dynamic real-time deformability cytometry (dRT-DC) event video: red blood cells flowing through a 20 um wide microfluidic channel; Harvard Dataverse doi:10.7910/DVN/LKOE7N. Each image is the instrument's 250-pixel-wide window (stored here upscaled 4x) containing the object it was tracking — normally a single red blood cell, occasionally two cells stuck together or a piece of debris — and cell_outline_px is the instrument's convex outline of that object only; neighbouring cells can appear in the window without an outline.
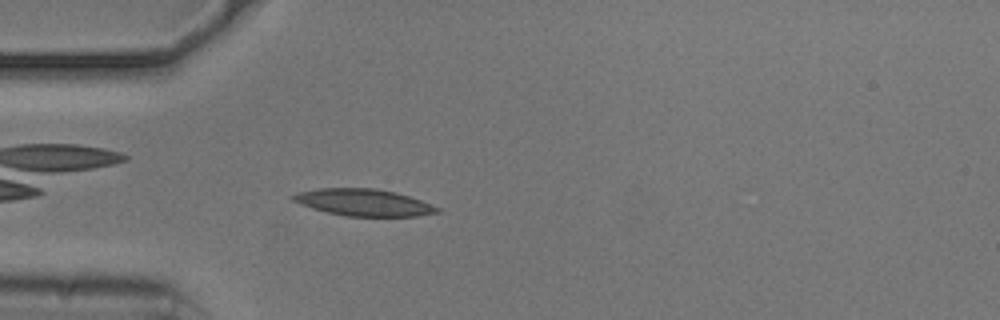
{"species": "common noctule bat (a hibernating species)", "species_latin": "Nyctalus noctula", "temperature_condition": "cold", "stored_images_in_passage": 43, "camera_frame_rate_fps": 3000, "um_per_image_px": 0.085, "animal": {"sex": "male", "body_mass_g": 20.5, "forearm_length_mm": 52.5}, "frame": {"image": 1, "passage_image": 5, "time_ms": 1.333, "image_size_px": [1000, 320], "cell_outline_px": [[440, 212], [416, 216], [348, 216], [328, 212], [312, 208], [300, 204], [292, 200], [288, 196], [296, 192], [316, 188], [376, 188], [396, 192], [420, 200], [440, 208]], "centroid_in_image_um": [30.86, 17.19], "position_along_channel_um": 54.1, "area_um2": 22.6}}
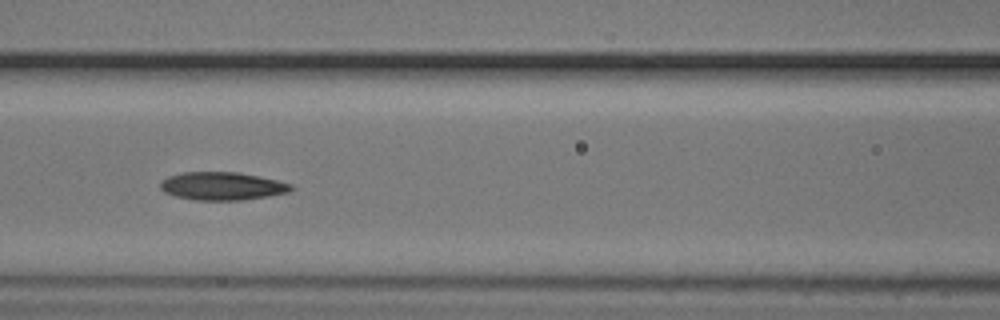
{"frame": {"image": 2, "passage_image": 13, "time_ms": 4.0, "image_size_px": [1000, 320], "cell_outline_px": [[292, 188], [288, 192], [268, 196], [244, 200], [196, 200], [176, 196], [164, 192], [160, 188], [160, 184], [168, 176], [184, 172], [240, 172], [260, 176], [292, 184]], "centroid_in_image_um": [18.89, 15.81], "position_along_channel_um": 147.7, "area_um2": 21.27}}
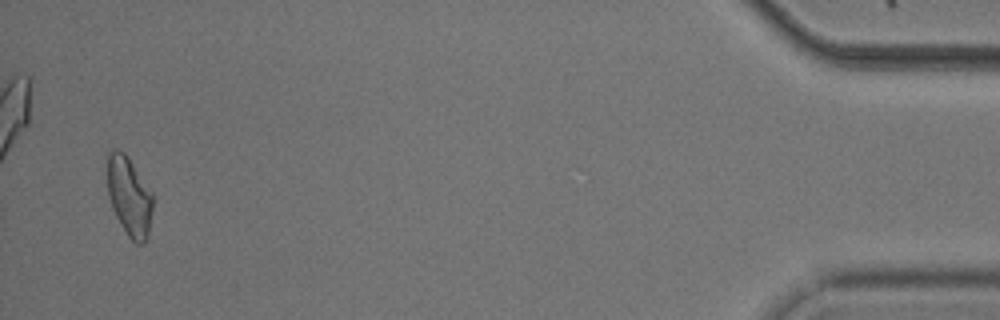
{"frame": {"image": 3, "passage_image": 42, "time_ms": 13.667, "image_size_px": [1000, 320], "cell_outline_px": [[152, 208], [148, 236], [144, 244], [136, 244], [128, 236], [120, 224], [112, 208], [108, 196], [108, 152], [112, 148], [116, 148], [124, 152], [152, 192]], "centroid_in_image_um": [10.98, 16.71], "position_along_channel_um": 424.2, "area_um2": 20.87}, "authors_computed_cell_mechanics": {"area_um2": 20.9236, "velocity_mm_per_s": 3.732, "shape_relaxation_time_tau1_ms": 4.5736, "shape_relaxation_time_tau2_ms": null, "deformation_change_tau1": 0.1415, "deformation_change_tau2": null}}